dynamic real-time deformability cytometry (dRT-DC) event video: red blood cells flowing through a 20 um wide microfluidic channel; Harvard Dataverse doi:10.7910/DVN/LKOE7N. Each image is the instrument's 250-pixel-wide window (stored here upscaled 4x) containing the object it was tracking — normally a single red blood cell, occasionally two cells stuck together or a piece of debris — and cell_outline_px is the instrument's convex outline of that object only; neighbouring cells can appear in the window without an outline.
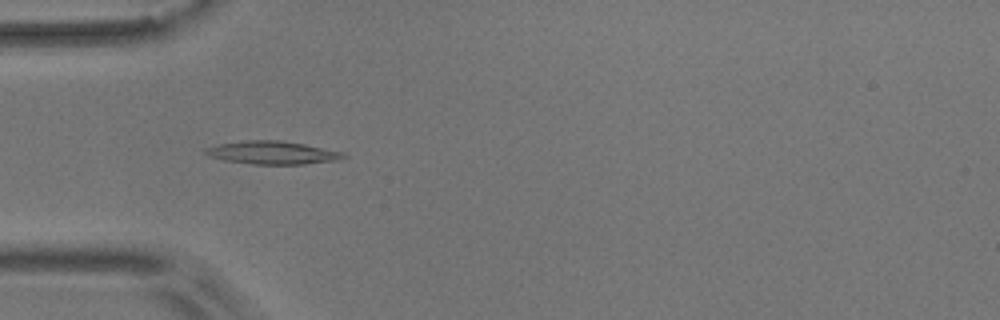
{"species": "common noctule bat (a hibernating species)", "species_latin": "Nyctalus noctula", "temperature_condition": "room temperature", "stored_images_in_passage": 46, "camera_frame_rate_fps": 3000, "um_per_image_px": 0.085, "animal": {"sex": "male", "body_mass_g": 17.9}, "frame": {"image": 1, "passage_image": 8, "time_ms": 2.333, "image_size_px": [1000, 320], "cell_outline_px": [[348, 156], [336, 160], [304, 164], [252, 164], [224, 160], [208, 156], [204, 152], [204, 148], [220, 144], [244, 140], [280, 140], [304, 144], [344, 152]], "centroid_in_image_um": [23.14, 12.97], "position_along_channel_um": 61.9, "area_um2": 18.5}}
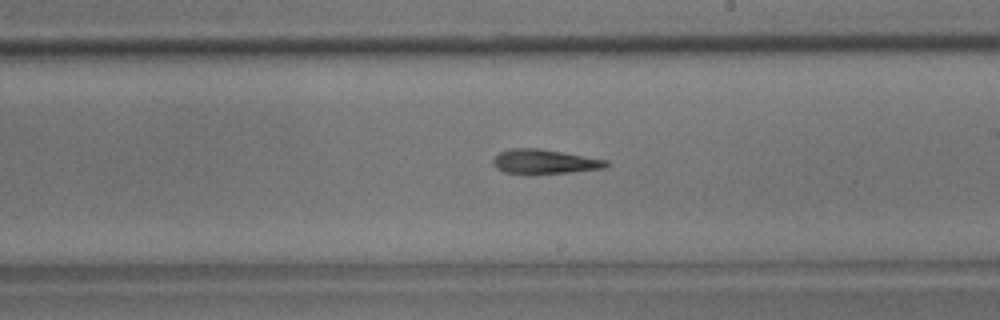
{"frame": {"image": 2, "passage_image": 23, "time_ms": 7.333, "image_size_px": [1000, 320], "cell_outline_px": [[608, 164], [604, 168], [572, 172], [504, 172], [496, 168], [492, 164], [492, 160], [500, 152], [512, 148], [540, 148], [564, 152], [608, 160]], "centroid_in_image_um": [46.3, 13.7], "position_along_channel_um": 242.7, "area_um2": 15.66}}
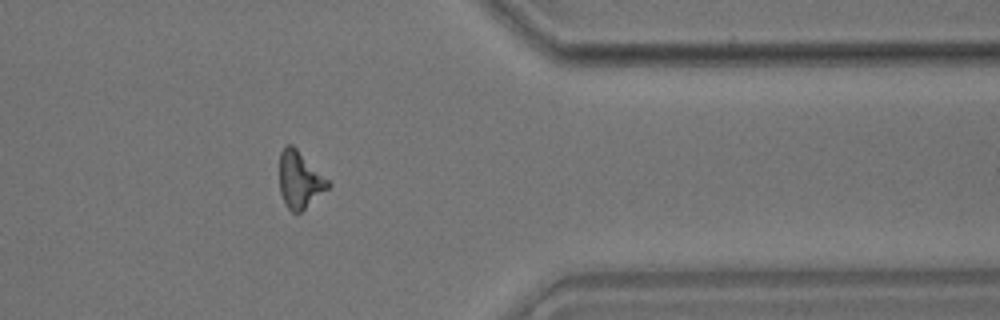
{"frame": {"image": 3, "passage_image": 36, "time_ms": 11.667, "image_size_px": [1000, 320], "cell_outline_px": [[332, 184], [328, 188], [300, 212], [292, 212], [288, 208], [280, 192], [280, 152], [288, 144], [292, 144]], "centroid_in_image_um": [25.47, 15.28], "position_along_channel_um": 385.9, "area_um2": 15.61}, "authors_computed_cell_mechanics": {"area_um2": 16.0106, "velocity_mm_per_s": 3.6491, "shape_relaxation_time_tau1_ms": null, "shape_relaxation_time_tau2_ms": 6.1043, "deformation_change_tau1": null, "deformation_change_tau2": 0.2022}}